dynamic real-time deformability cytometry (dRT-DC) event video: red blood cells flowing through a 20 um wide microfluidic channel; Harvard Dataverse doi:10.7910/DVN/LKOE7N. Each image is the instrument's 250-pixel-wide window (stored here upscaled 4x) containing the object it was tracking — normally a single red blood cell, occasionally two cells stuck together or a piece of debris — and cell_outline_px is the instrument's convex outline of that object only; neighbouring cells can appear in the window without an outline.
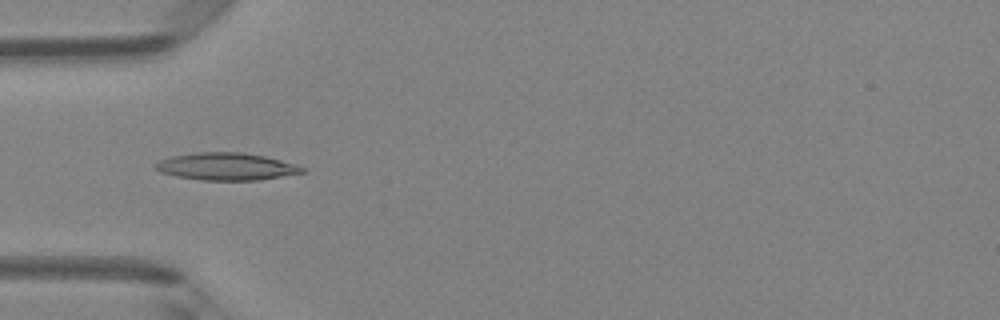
{"species": "Egyptian fruit bat (a non-hibernating species)", "species_latin": "Rousettus aegyptiacus", "temperature_condition": "room temperature", "stored_images_in_passage": 48, "camera_frame_rate_fps": 3000, "um_per_image_px": 0.085, "animal": {"sex": "female"}, "frame": {"image": 1, "passage_image": 15, "time_ms": 4.667, "image_size_px": [1000, 320], "cell_outline_px": [[304, 172], [260, 180], [200, 180], [176, 176], [160, 172], [152, 168], [160, 160], [172, 156], [196, 152], [240, 152], [264, 156], [296, 164], [304, 168]], "centroid_in_image_um": [19.2, 14.15], "position_along_channel_um": 65.8, "area_um2": 23.29}}
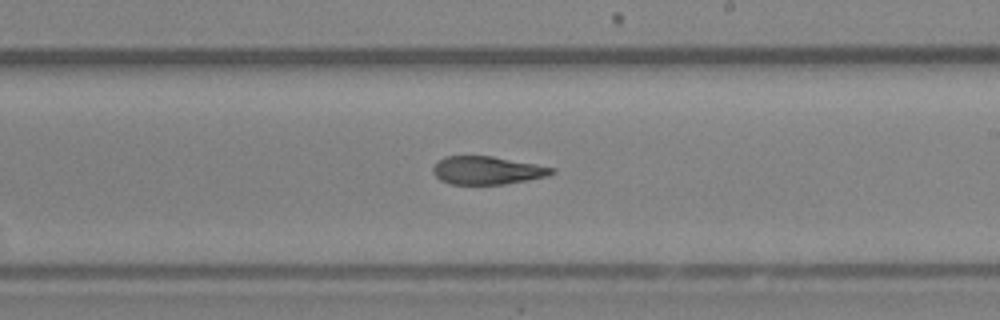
{"frame": {"image": 2, "passage_image": 28, "time_ms": 9.0, "image_size_px": [1000, 320], "cell_outline_px": [[556, 172], [548, 176], [528, 180], [504, 184], [448, 184], [440, 180], [432, 172], [432, 168], [444, 156], [492, 156], [536, 164], [556, 168]], "centroid_in_image_um": [41.43, 14.48], "position_along_channel_um": 247.6, "area_um2": 19.48}}
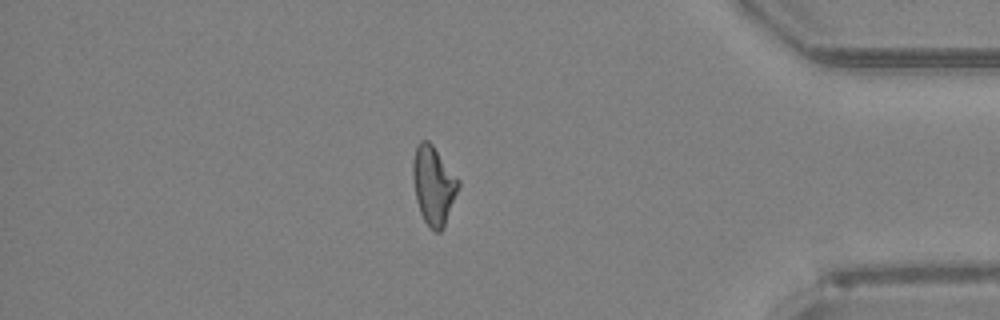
{"frame": {"image": 3, "passage_image": 41, "time_ms": 13.333, "image_size_px": [1000, 320], "cell_outline_px": [[460, 184], [444, 228], [440, 232], [432, 232], [424, 220], [420, 212], [416, 200], [412, 180], [412, 160], [416, 148], [420, 140], [428, 140], [432, 144], [460, 180]], "centroid_in_image_um": [36.84, 15.77], "position_along_channel_um": 398.4, "area_um2": 21.04}, "authors_computed_cell_mechanics": {"area_um2": 21.0681, "velocity_mm_per_s": 4.2199, "shape_relaxation_time_tau1_ms": null, "shape_relaxation_time_tau2_ms": 4.2379, "deformation_change_tau1": null, "deformation_change_tau2": 0.141}}